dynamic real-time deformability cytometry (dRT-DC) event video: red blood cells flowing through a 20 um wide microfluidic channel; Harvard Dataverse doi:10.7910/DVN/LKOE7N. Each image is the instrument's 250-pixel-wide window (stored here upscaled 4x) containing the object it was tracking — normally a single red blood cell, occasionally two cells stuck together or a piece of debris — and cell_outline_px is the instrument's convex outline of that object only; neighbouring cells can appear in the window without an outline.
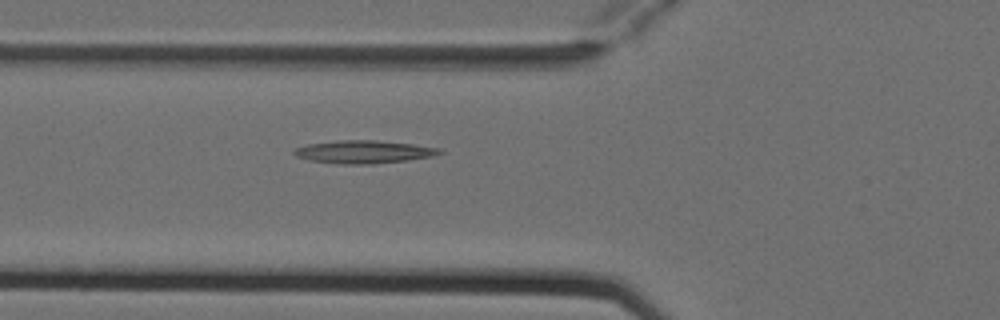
{"species": "Egyptian fruit bat (a non-hibernating species)", "species_latin": "Rousettus aegyptiacus", "temperature_condition": "cold", "stored_images_in_passage": 6, "camera_frame_rate_fps": 3000, "um_per_image_px": 0.085, "animal": {"sex": "female"}, "frame": {"image": 1, "passage_image": 6, "time_ms": 1.667, "image_size_px": [1000, 320], "cell_outline_px": [[444, 152], [436, 156], [408, 160], [372, 164], [340, 164], [308, 160], [296, 156], [292, 152], [296, 148], [308, 144], [336, 140], [376, 140], [412, 144], [440, 148]], "centroid_in_image_um": [30.94, 12.91], "position_along_channel_um": 94.9, "area_um2": 19.54}}